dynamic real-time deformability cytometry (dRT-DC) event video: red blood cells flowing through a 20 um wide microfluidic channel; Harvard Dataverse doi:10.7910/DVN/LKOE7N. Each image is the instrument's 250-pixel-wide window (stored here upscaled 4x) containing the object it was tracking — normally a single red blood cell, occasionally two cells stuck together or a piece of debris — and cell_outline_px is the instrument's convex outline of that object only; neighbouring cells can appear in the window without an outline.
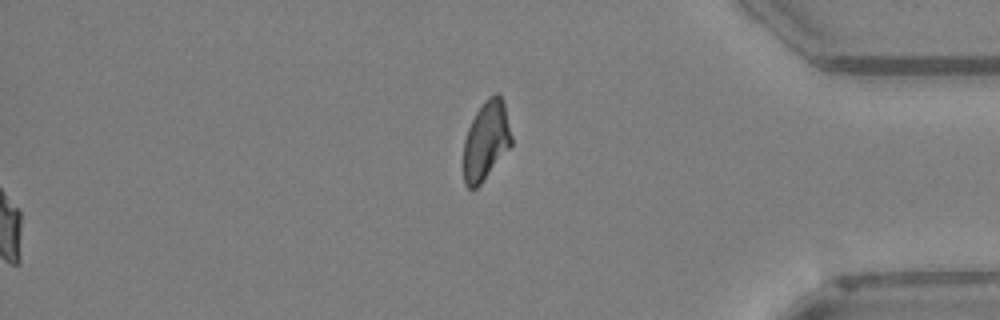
{"species": "Egyptian fruit bat (a non-hibernating species)", "species_latin": "Rousettus aegyptiacus", "temperature_condition": "warm", "stored_images_in_passage": 45, "segment_of_instrument_passage": [2, 2], "camera_frame_rate_fps": 3000, "um_per_image_px": 0.085, "animal": {"sex": "female"}, "frame": {"image": 1, "passage_image": 45, "time_ms": 14.667, "image_size_px": [1000, 320], "cell_outline_px": [[512, 144], [480, 184], [476, 188], [468, 188], [464, 184], [464, 140], [468, 128], [476, 112], [488, 96], [496, 92], [500, 92], [504, 104], [512, 136]], "centroid_in_image_um": [41.31, 11.92], "position_along_channel_um": 393.9, "area_um2": 21.85}}